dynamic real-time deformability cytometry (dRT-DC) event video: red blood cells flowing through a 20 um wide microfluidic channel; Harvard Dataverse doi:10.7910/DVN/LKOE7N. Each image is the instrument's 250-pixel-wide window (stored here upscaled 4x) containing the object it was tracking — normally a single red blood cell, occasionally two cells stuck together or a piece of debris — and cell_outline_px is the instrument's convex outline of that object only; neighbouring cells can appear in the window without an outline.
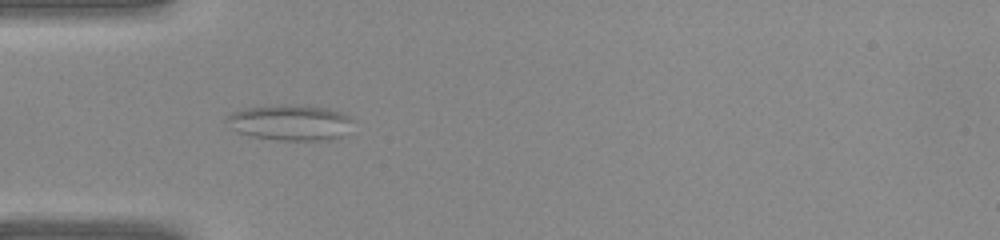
{"species": "common noctule bat (a hibernating species)", "species_latin": "Nyctalus noctula", "temperature_condition": "warm", "stored_images_in_passage": 5, "camera_frame_rate_fps": 3000, "um_per_image_px": 0.085, "animal": {"sex": "female", "body_mass_g": 22.0, "forearm_length_mm": 56.7}, "frame": {"image": 1, "passage_image": 3, "time_ms": 0.667, "image_size_px": [1000, 240], "cell_outline_px": [[352, 120], [340, 136], [328, 140], [276, 140], [248, 136], [236, 132], [224, 120], [232, 112], [244, 108], [328, 108], [340, 112], [348, 116]], "centroid_in_image_um": [24.58, 10.48], "position_along_channel_um": 60.4, "area_um2": 24.8}}